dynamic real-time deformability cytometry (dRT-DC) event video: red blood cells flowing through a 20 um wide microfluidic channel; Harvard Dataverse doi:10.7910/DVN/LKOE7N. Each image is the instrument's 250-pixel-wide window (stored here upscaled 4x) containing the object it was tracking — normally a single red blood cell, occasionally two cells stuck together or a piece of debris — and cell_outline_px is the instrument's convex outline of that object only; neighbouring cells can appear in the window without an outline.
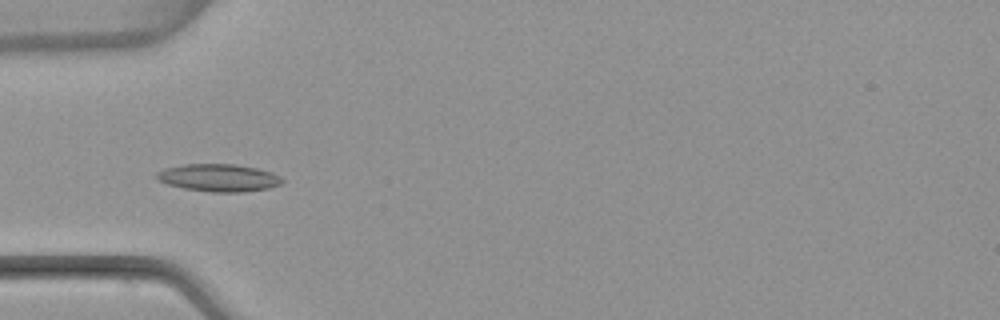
{"species": "common noctule bat (a hibernating species)", "species_latin": "Nyctalus noctula", "temperature_condition": "warm", "stored_images_in_passage": 5, "camera_frame_rate_fps": 3000, "um_per_image_px": 0.085, "animal": {"sex": "female", "body_mass_g": 22.7, "forearm_length_mm": 54.2}, "frame": {"image": 1, "passage_image": 5, "time_ms": 5.0, "image_size_px": [1000, 320], "cell_outline_px": [[284, 180], [280, 184], [268, 188], [244, 192], [212, 192], [184, 188], [168, 184], [160, 180], [156, 176], [156, 172], [164, 168], [184, 164], [232, 164], [256, 168], [272, 172], [280, 176]], "centroid_in_image_um": [18.6, 15.1], "position_along_channel_um": 66.4, "area_um2": 20.0}}